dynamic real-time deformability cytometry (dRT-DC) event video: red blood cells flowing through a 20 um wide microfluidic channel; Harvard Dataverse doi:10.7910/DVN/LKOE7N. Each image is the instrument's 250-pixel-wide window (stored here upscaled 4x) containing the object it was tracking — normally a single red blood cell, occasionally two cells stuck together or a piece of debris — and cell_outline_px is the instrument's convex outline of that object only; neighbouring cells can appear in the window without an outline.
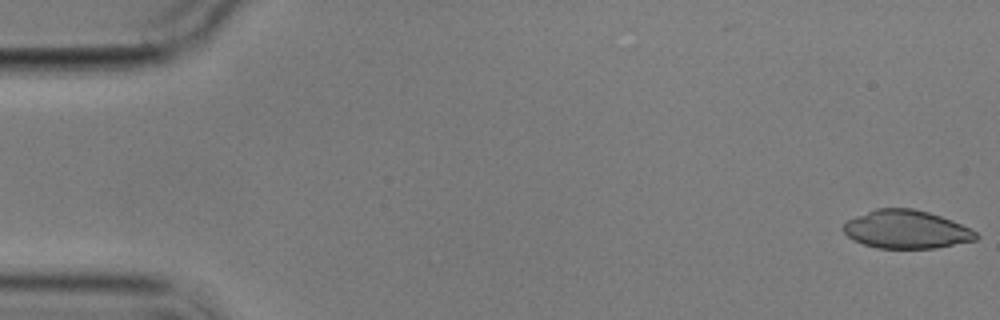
{"species": "common noctule bat (a hibernating species)", "species_latin": "Nyctalus noctula", "temperature_condition": "cold", "stored_images_in_passage": 5, "camera_frame_rate_fps": 3000, "um_per_image_px": 0.085, "animal": {"sex": "male", "body_mass_g": 17.9}, "frame": {"image": 1, "passage_image": 1, "time_ms": 0.0, "image_size_px": [1000, 320], "cell_outline_px": [[980, 236], [976, 240], [936, 248], [876, 248], [852, 240], [844, 232], [844, 224], [848, 220], [856, 216], [876, 208], [912, 208], [928, 212], [952, 220], [976, 232]], "centroid_in_image_um": [77.04, 19.5], "position_along_channel_um": 8.0, "area_um2": 29.42}}